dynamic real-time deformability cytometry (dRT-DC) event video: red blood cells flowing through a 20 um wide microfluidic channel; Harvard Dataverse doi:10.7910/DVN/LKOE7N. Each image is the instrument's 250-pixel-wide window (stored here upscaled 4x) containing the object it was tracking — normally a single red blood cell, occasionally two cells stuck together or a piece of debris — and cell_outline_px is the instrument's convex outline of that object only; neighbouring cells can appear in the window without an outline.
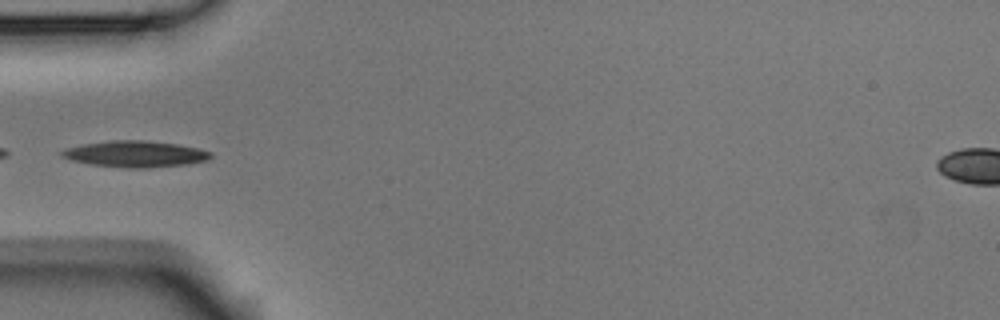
{"species": "Egyptian fruit bat (a non-hibernating species)", "species_latin": "Rousettus aegyptiacus", "temperature_condition": "room temperature", "stored_images_in_passage": 5, "camera_frame_rate_fps": 3000, "um_per_image_px": 0.085, "animal": {"sex": "male"}, "frame": {"image": 1, "passage_image": 5, "time_ms": 1.333, "image_size_px": [1000, 320], "cell_outline_px": [[212, 156], [208, 160], [188, 164], [148, 168], [128, 168], [92, 164], [72, 160], [60, 156], [60, 152], [64, 148], [84, 144], [112, 140], [144, 140], [176, 144], [200, 148], [212, 152]], "centroid_in_image_um": [11.52, 13.09], "position_along_channel_um": 73.5, "area_um2": 22.83}}